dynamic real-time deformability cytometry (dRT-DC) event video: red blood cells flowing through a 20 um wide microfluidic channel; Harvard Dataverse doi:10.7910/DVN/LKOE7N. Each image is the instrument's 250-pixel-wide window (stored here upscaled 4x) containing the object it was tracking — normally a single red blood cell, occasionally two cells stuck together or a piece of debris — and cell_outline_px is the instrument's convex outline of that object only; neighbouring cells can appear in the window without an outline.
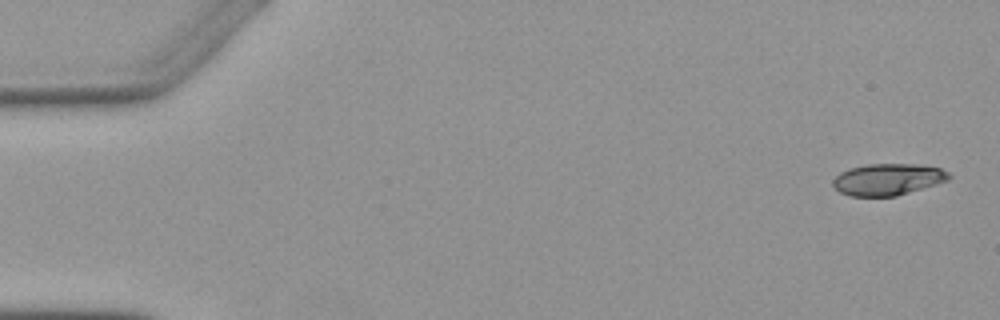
{"species": "Egyptian fruit bat (a non-hibernating species)", "species_latin": "Rousettus aegyptiacus", "temperature_condition": "warm", "stored_images_in_passage": 4, "camera_frame_rate_fps": 3000, "um_per_image_px": 0.085, "animal": {"sex": "female"}, "frame": {"image": 1, "passage_image": 1, "time_ms": 0.0, "image_size_px": [1000, 320], "cell_outline_px": [[952, 176], [948, 180], [936, 184], [896, 196], [848, 196], [840, 192], [832, 184], [832, 180], [840, 172], [848, 168], [868, 164], [916, 164], [940, 168], [948, 172]], "centroid_in_image_um": [75.44, 15.24], "position_along_channel_um": 9.6, "area_um2": 21.39}}
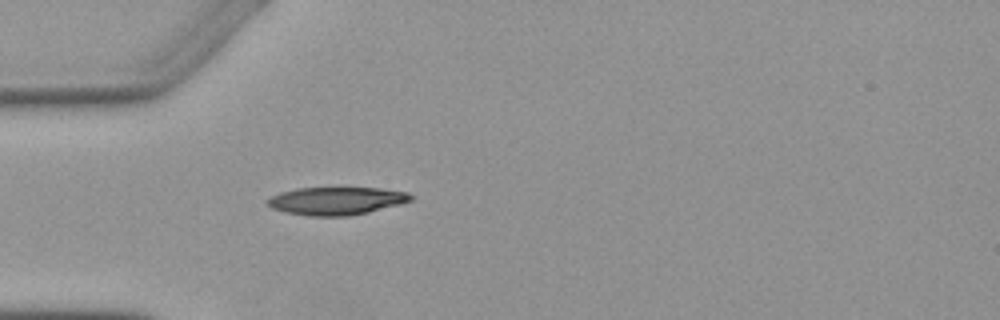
{"frame": {"image": 2, "passage_image": 4, "time_ms": 4.667, "image_size_px": [1000, 320], "cell_outline_px": [[416, 196], [412, 200], [400, 204], [368, 212], [348, 216], [308, 216], [284, 212], [272, 208], [268, 204], [268, 200], [272, 196], [280, 192], [296, 188], [380, 188], [408, 192]], "centroid_in_image_um": [28.62, 17.07], "position_along_channel_um": 56.4, "area_um2": 23.29}}